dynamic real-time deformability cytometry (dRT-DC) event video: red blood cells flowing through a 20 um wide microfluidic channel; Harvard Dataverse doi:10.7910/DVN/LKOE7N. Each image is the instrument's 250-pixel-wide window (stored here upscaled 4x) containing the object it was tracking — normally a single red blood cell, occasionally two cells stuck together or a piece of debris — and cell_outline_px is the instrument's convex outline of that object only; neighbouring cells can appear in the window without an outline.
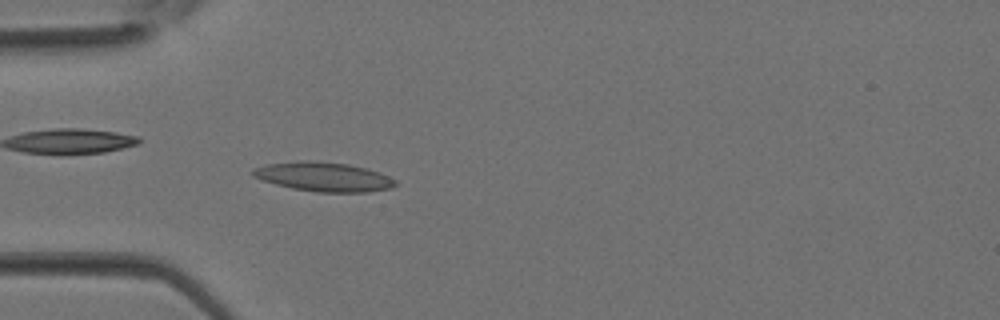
{"species": "Egyptian fruit bat (a non-hibernating species)", "species_latin": "Rousettus aegyptiacus", "temperature_condition": "room temperature", "stored_images_in_passage": 38, "camera_frame_rate_fps": 3000, "um_per_image_px": 0.085, "animal": {"sex": "female"}, "frame": {"image": 1, "passage_image": 11, "time_ms": 3.333, "image_size_px": [1000, 320], "cell_outline_px": [[396, 184], [392, 188], [368, 192], [316, 192], [292, 188], [260, 180], [252, 176], [252, 168], [268, 164], [300, 160], [304, 160], [348, 164], [380, 172], [396, 180]], "centroid_in_image_um": [27.49, 15.03], "position_along_channel_um": 57.5, "area_um2": 24.28}}
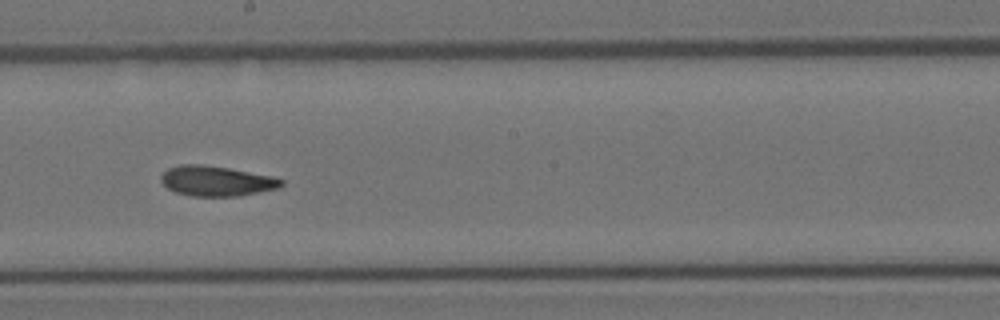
{"frame": {"image": 2, "passage_image": 21, "time_ms": 6.667, "image_size_px": [1000, 320], "cell_outline_px": [[284, 184], [280, 188], [240, 196], [192, 196], [176, 192], [168, 188], [160, 180], [160, 176], [168, 168], [180, 164], [200, 164], [228, 168], [272, 176], [284, 180]], "centroid_in_image_um": [18.41, 15.39], "position_along_channel_um": 229.8, "area_um2": 21.15}}
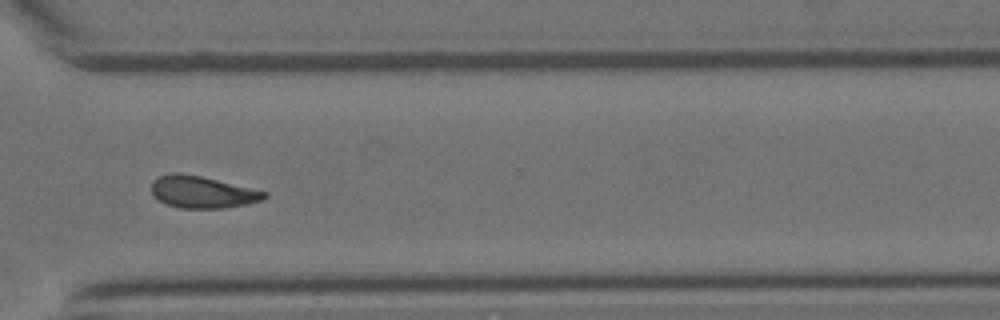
{"frame": {"image": 3, "passage_image": 28, "time_ms": 9.0, "image_size_px": [1000, 320], "cell_outline_px": [[268, 196], [264, 200], [224, 208], [180, 208], [168, 204], [160, 200], [152, 192], [152, 180], [160, 176], [172, 172], [180, 172], [200, 176], [268, 192]], "centroid_in_image_um": [17.21, 16.32], "position_along_channel_um": 353.4, "area_um2": 20.81}}